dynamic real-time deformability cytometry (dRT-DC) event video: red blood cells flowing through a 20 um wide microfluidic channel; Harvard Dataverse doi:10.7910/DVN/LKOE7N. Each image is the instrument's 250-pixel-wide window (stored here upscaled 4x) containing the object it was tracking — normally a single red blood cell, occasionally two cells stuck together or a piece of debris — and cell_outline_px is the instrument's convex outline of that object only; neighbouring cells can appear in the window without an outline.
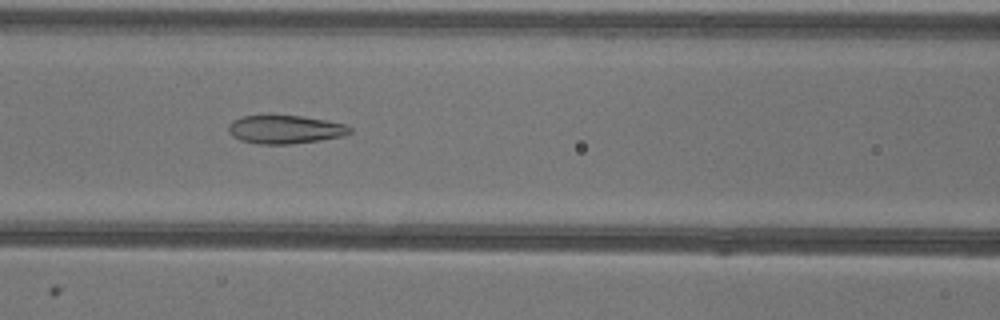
{"species": "common noctule bat (a hibernating species)", "species_latin": "Nyctalus noctula", "temperature_condition": "warm", "stored_images_in_passage": 34, "camera_frame_rate_fps": 3000, "um_per_image_px": 0.085, "animal": {"sex": "female"}, "frame": {"image": 1, "passage_image": 12, "time_ms": 3.667, "image_size_px": [1000, 320], "cell_outline_px": [[352, 132], [344, 136], [320, 140], [288, 144], [260, 144], [240, 140], [232, 136], [228, 132], [228, 124], [232, 120], [244, 116], [300, 116], [328, 120], [348, 124], [352, 128]], "centroid_in_image_um": [24.27, 11.0], "position_along_channel_um": 142.3, "area_um2": 20.17}}
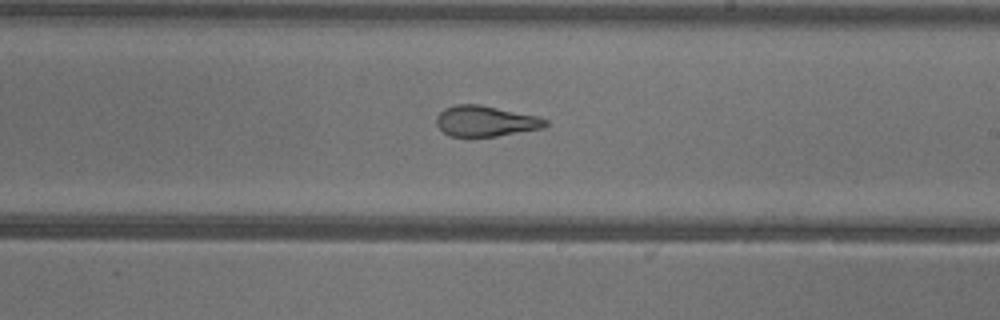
{"frame": {"image": 2, "passage_image": 20, "time_ms": 6.333, "image_size_px": [1000, 320], "cell_outline_px": [[548, 124], [544, 128], [496, 136], [448, 136], [436, 124], [436, 116], [444, 108], [456, 104], [480, 104], [540, 116], [548, 120]], "centroid_in_image_um": [41.29, 10.28], "position_along_channel_um": 247.7, "area_um2": 19.65}}
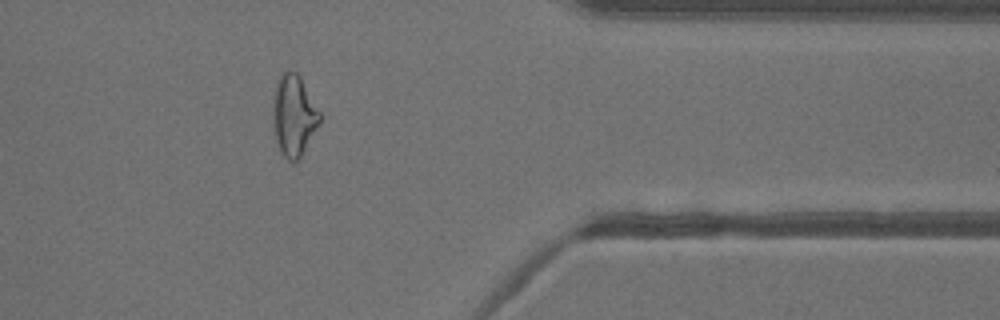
{"frame": {"image": 3, "passage_image": 32, "time_ms": 10.333, "image_size_px": [1000, 320], "cell_outline_px": [[320, 124], [300, 160], [288, 160], [280, 152], [276, 140], [272, 124], [272, 96], [276, 80], [288, 68], [296, 72], [300, 76], [320, 112]], "centroid_in_image_um": [24.95, 9.81], "position_along_channel_um": 386.5, "area_um2": 22.72}, "authors_computed_cell_mechanics": {"area_um2": 20.7213, "velocity_mm_per_s": 3.9582, "shape_relaxation_time_tau1_ms": null, "shape_relaxation_time_tau2_ms": 1.7016, "deformation_change_tau1": null, "deformation_change_tau2": 0.1034}}